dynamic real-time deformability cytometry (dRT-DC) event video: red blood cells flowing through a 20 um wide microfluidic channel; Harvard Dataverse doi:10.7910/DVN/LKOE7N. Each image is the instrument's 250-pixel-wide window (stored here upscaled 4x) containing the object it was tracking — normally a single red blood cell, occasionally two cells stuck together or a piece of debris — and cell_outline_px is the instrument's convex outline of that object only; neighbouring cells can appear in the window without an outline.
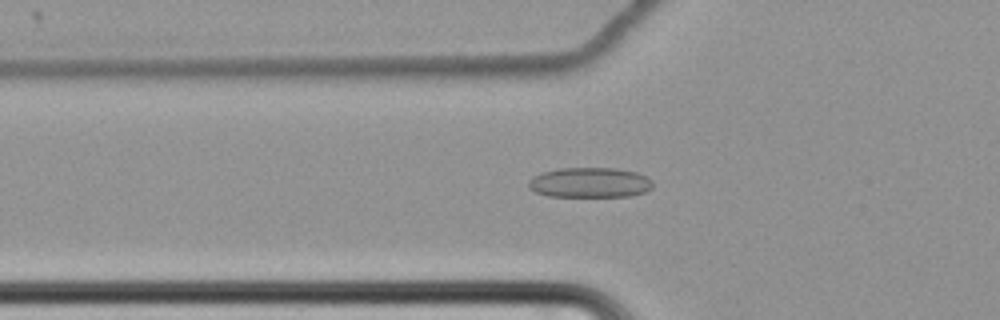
{"species": "common noctule bat (a hibernating species)", "species_latin": "Nyctalus noctula", "temperature_condition": "cold", "stored_images_in_passage": 65, "camera_frame_rate_fps": 3000, "um_per_image_px": 0.085, "animal": {"sex": "female", "body_mass_g": 22.7, "forearm_length_mm": 54.2}, "frame": {"image": 1, "passage_image": 26, "time_ms": 8.333, "image_size_px": [1000, 320], "cell_outline_px": [[652, 188], [644, 192], [628, 196], [548, 196], [536, 192], [528, 188], [528, 180], [532, 176], [540, 172], [556, 168], [616, 168], [636, 172], [652, 180]], "centroid_in_image_um": [50.08, 15.51], "position_along_channel_um": 75.7, "area_um2": 21.91}}
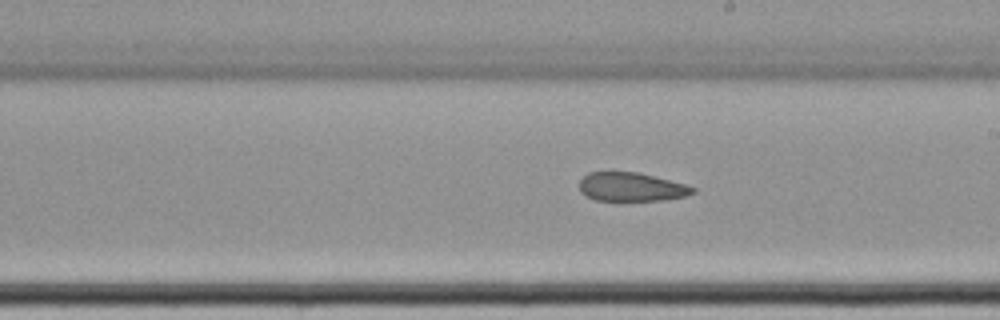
{"frame": {"image": 2, "passage_image": 40, "time_ms": 13.0, "image_size_px": [1000, 320], "cell_outline_px": [[696, 192], [684, 196], [660, 200], [596, 200], [580, 192], [580, 180], [588, 172], [640, 172], [684, 184], [696, 188]], "centroid_in_image_um": [53.66, 15.88], "position_along_channel_um": 235.3, "area_um2": 18.79}}
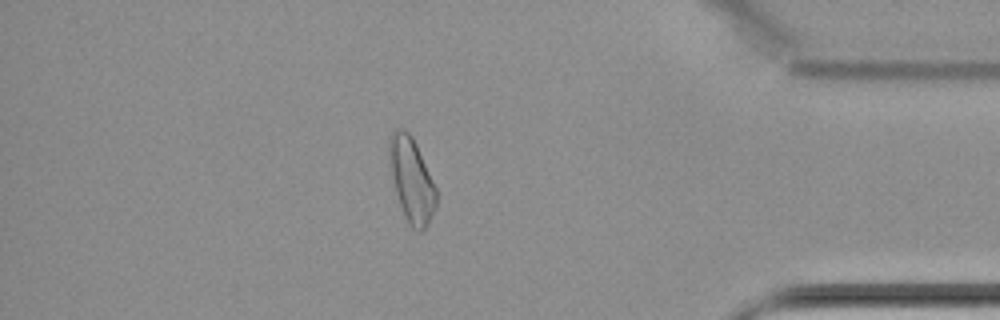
{"frame": {"image": 3, "passage_image": 57, "time_ms": 18.667, "image_size_px": [1000, 320], "cell_outline_px": [[436, 208], [428, 224], [420, 232], [416, 232], [408, 224], [400, 204], [396, 192], [392, 176], [388, 156], [388, 140], [392, 132], [400, 128], [404, 128], [412, 136], [416, 144], [436, 188]], "centroid_in_image_um": [34.98, 15.29], "position_along_channel_um": 400.2, "area_um2": 22.95}, "authors_computed_cell_mechanics": {"area_um2": 22.8888, "velocity_mm_per_s": 3.4549, "shape_relaxation_time_tau1_ms": null, "shape_relaxation_time_tau2_ms": 4.2888, "deformation_change_tau1": null, "deformation_change_tau2": 0.102}}